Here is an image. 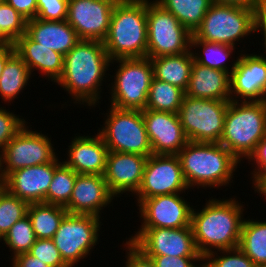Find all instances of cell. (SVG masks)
<instances>
[{"label": "cell", "instance_id": "27", "mask_svg": "<svg viewBox=\"0 0 266 267\" xmlns=\"http://www.w3.org/2000/svg\"><path fill=\"white\" fill-rule=\"evenodd\" d=\"M67 213L64 206L44 202L29 204L27 210L37 239H52Z\"/></svg>", "mask_w": 266, "mask_h": 267}, {"label": "cell", "instance_id": "39", "mask_svg": "<svg viewBox=\"0 0 266 267\" xmlns=\"http://www.w3.org/2000/svg\"><path fill=\"white\" fill-rule=\"evenodd\" d=\"M27 121L0 107V151L25 126Z\"/></svg>", "mask_w": 266, "mask_h": 267}, {"label": "cell", "instance_id": "49", "mask_svg": "<svg viewBox=\"0 0 266 267\" xmlns=\"http://www.w3.org/2000/svg\"><path fill=\"white\" fill-rule=\"evenodd\" d=\"M254 191H257L258 193H260V195L263 194L264 196H266V180Z\"/></svg>", "mask_w": 266, "mask_h": 267}, {"label": "cell", "instance_id": "18", "mask_svg": "<svg viewBox=\"0 0 266 267\" xmlns=\"http://www.w3.org/2000/svg\"><path fill=\"white\" fill-rule=\"evenodd\" d=\"M153 154L177 155L189 142L178 114L142 110Z\"/></svg>", "mask_w": 266, "mask_h": 267}, {"label": "cell", "instance_id": "34", "mask_svg": "<svg viewBox=\"0 0 266 267\" xmlns=\"http://www.w3.org/2000/svg\"><path fill=\"white\" fill-rule=\"evenodd\" d=\"M28 206L0 184V242L9 229L27 215Z\"/></svg>", "mask_w": 266, "mask_h": 267}, {"label": "cell", "instance_id": "28", "mask_svg": "<svg viewBox=\"0 0 266 267\" xmlns=\"http://www.w3.org/2000/svg\"><path fill=\"white\" fill-rule=\"evenodd\" d=\"M165 10L172 13L191 33L201 26L202 20L212 5V0H155Z\"/></svg>", "mask_w": 266, "mask_h": 267}, {"label": "cell", "instance_id": "50", "mask_svg": "<svg viewBox=\"0 0 266 267\" xmlns=\"http://www.w3.org/2000/svg\"><path fill=\"white\" fill-rule=\"evenodd\" d=\"M7 45V43L0 38V51Z\"/></svg>", "mask_w": 266, "mask_h": 267}, {"label": "cell", "instance_id": "11", "mask_svg": "<svg viewBox=\"0 0 266 267\" xmlns=\"http://www.w3.org/2000/svg\"><path fill=\"white\" fill-rule=\"evenodd\" d=\"M100 225V218L96 216L65 215L52 240L69 267L87 257L94 245H97Z\"/></svg>", "mask_w": 266, "mask_h": 267}, {"label": "cell", "instance_id": "33", "mask_svg": "<svg viewBox=\"0 0 266 267\" xmlns=\"http://www.w3.org/2000/svg\"><path fill=\"white\" fill-rule=\"evenodd\" d=\"M77 173L63 161L55 168L45 203L65 206L72 195Z\"/></svg>", "mask_w": 266, "mask_h": 267}, {"label": "cell", "instance_id": "1", "mask_svg": "<svg viewBox=\"0 0 266 267\" xmlns=\"http://www.w3.org/2000/svg\"><path fill=\"white\" fill-rule=\"evenodd\" d=\"M110 63L103 42L80 40L64 56L63 73L56 84L71 94L74 103L93 108L101 98L102 81Z\"/></svg>", "mask_w": 266, "mask_h": 267}, {"label": "cell", "instance_id": "24", "mask_svg": "<svg viewBox=\"0 0 266 267\" xmlns=\"http://www.w3.org/2000/svg\"><path fill=\"white\" fill-rule=\"evenodd\" d=\"M26 33L41 46H45L63 56L80 41L77 32L66 20L30 19L27 20Z\"/></svg>", "mask_w": 266, "mask_h": 267}, {"label": "cell", "instance_id": "16", "mask_svg": "<svg viewBox=\"0 0 266 267\" xmlns=\"http://www.w3.org/2000/svg\"><path fill=\"white\" fill-rule=\"evenodd\" d=\"M141 228H171L191 226L192 206L180 193L157 195L139 203Z\"/></svg>", "mask_w": 266, "mask_h": 267}, {"label": "cell", "instance_id": "40", "mask_svg": "<svg viewBox=\"0 0 266 267\" xmlns=\"http://www.w3.org/2000/svg\"><path fill=\"white\" fill-rule=\"evenodd\" d=\"M69 0H37L36 18L62 21L67 18Z\"/></svg>", "mask_w": 266, "mask_h": 267}, {"label": "cell", "instance_id": "47", "mask_svg": "<svg viewBox=\"0 0 266 267\" xmlns=\"http://www.w3.org/2000/svg\"><path fill=\"white\" fill-rule=\"evenodd\" d=\"M266 0H212L213 3L259 9Z\"/></svg>", "mask_w": 266, "mask_h": 267}, {"label": "cell", "instance_id": "2", "mask_svg": "<svg viewBox=\"0 0 266 267\" xmlns=\"http://www.w3.org/2000/svg\"><path fill=\"white\" fill-rule=\"evenodd\" d=\"M223 200L210 198L202 210L192 209L191 228L203 258L215 249H233L239 245L244 206L235 198Z\"/></svg>", "mask_w": 266, "mask_h": 267}, {"label": "cell", "instance_id": "20", "mask_svg": "<svg viewBox=\"0 0 266 267\" xmlns=\"http://www.w3.org/2000/svg\"><path fill=\"white\" fill-rule=\"evenodd\" d=\"M147 156L112 152L107 155L104 178L111 193L116 196L132 192L135 195L141 186Z\"/></svg>", "mask_w": 266, "mask_h": 267}, {"label": "cell", "instance_id": "17", "mask_svg": "<svg viewBox=\"0 0 266 267\" xmlns=\"http://www.w3.org/2000/svg\"><path fill=\"white\" fill-rule=\"evenodd\" d=\"M230 100L266 101V58L263 55L241 54L237 57L230 74Z\"/></svg>", "mask_w": 266, "mask_h": 267}, {"label": "cell", "instance_id": "44", "mask_svg": "<svg viewBox=\"0 0 266 267\" xmlns=\"http://www.w3.org/2000/svg\"><path fill=\"white\" fill-rule=\"evenodd\" d=\"M27 20L36 18L37 0H5Z\"/></svg>", "mask_w": 266, "mask_h": 267}, {"label": "cell", "instance_id": "29", "mask_svg": "<svg viewBox=\"0 0 266 267\" xmlns=\"http://www.w3.org/2000/svg\"><path fill=\"white\" fill-rule=\"evenodd\" d=\"M31 75L26 63L15 52L7 60L0 76V96L3 101L11 102L18 98L17 95L28 85Z\"/></svg>", "mask_w": 266, "mask_h": 267}, {"label": "cell", "instance_id": "12", "mask_svg": "<svg viewBox=\"0 0 266 267\" xmlns=\"http://www.w3.org/2000/svg\"><path fill=\"white\" fill-rule=\"evenodd\" d=\"M0 155L1 182L17 169L50 163L58 157L51 140L26 125L6 144Z\"/></svg>", "mask_w": 266, "mask_h": 267}, {"label": "cell", "instance_id": "26", "mask_svg": "<svg viewBox=\"0 0 266 267\" xmlns=\"http://www.w3.org/2000/svg\"><path fill=\"white\" fill-rule=\"evenodd\" d=\"M154 78L187 90L194 57L192 50L179 54L150 58Z\"/></svg>", "mask_w": 266, "mask_h": 267}, {"label": "cell", "instance_id": "52", "mask_svg": "<svg viewBox=\"0 0 266 267\" xmlns=\"http://www.w3.org/2000/svg\"><path fill=\"white\" fill-rule=\"evenodd\" d=\"M255 267H266V265H258V266H255Z\"/></svg>", "mask_w": 266, "mask_h": 267}, {"label": "cell", "instance_id": "46", "mask_svg": "<svg viewBox=\"0 0 266 267\" xmlns=\"http://www.w3.org/2000/svg\"><path fill=\"white\" fill-rule=\"evenodd\" d=\"M260 31L264 36V48L266 52V1L261 5L259 10L256 13L255 18V32ZM264 58H266L264 56Z\"/></svg>", "mask_w": 266, "mask_h": 267}, {"label": "cell", "instance_id": "9", "mask_svg": "<svg viewBox=\"0 0 266 267\" xmlns=\"http://www.w3.org/2000/svg\"><path fill=\"white\" fill-rule=\"evenodd\" d=\"M229 101L184 96L178 117L191 142L219 143Z\"/></svg>", "mask_w": 266, "mask_h": 267}, {"label": "cell", "instance_id": "7", "mask_svg": "<svg viewBox=\"0 0 266 267\" xmlns=\"http://www.w3.org/2000/svg\"><path fill=\"white\" fill-rule=\"evenodd\" d=\"M116 61V62H115ZM111 88V105L117 109L144 110L150 84L154 78L153 65L148 57L120 58Z\"/></svg>", "mask_w": 266, "mask_h": 267}, {"label": "cell", "instance_id": "37", "mask_svg": "<svg viewBox=\"0 0 266 267\" xmlns=\"http://www.w3.org/2000/svg\"><path fill=\"white\" fill-rule=\"evenodd\" d=\"M217 252L213 251L203 258L204 267H255L253 261L239 247ZM221 253L223 255L218 256Z\"/></svg>", "mask_w": 266, "mask_h": 267}, {"label": "cell", "instance_id": "25", "mask_svg": "<svg viewBox=\"0 0 266 267\" xmlns=\"http://www.w3.org/2000/svg\"><path fill=\"white\" fill-rule=\"evenodd\" d=\"M185 95L200 99L230 101V74L194 61Z\"/></svg>", "mask_w": 266, "mask_h": 267}, {"label": "cell", "instance_id": "43", "mask_svg": "<svg viewBox=\"0 0 266 267\" xmlns=\"http://www.w3.org/2000/svg\"><path fill=\"white\" fill-rule=\"evenodd\" d=\"M127 260L126 267H156L153 260L146 256L140 249H138L132 242L126 240ZM129 251V252H128Z\"/></svg>", "mask_w": 266, "mask_h": 267}, {"label": "cell", "instance_id": "8", "mask_svg": "<svg viewBox=\"0 0 266 267\" xmlns=\"http://www.w3.org/2000/svg\"><path fill=\"white\" fill-rule=\"evenodd\" d=\"M106 114L105 126L98 133L109 151L147 157L153 154L142 110L117 109L111 106Z\"/></svg>", "mask_w": 266, "mask_h": 267}, {"label": "cell", "instance_id": "14", "mask_svg": "<svg viewBox=\"0 0 266 267\" xmlns=\"http://www.w3.org/2000/svg\"><path fill=\"white\" fill-rule=\"evenodd\" d=\"M128 240L145 255L202 257L195 245L191 226L171 228H139Z\"/></svg>", "mask_w": 266, "mask_h": 267}, {"label": "cell", "instance_id": "13", "mask_svg": "<svg viewBox=\"0 0 266 267\" xmlns=\"http://www.w3.org/2000/svg\"><path fill=\"white\" fill-rule=\"evenodd\" d=\"M188 188L178 155L152 154L147 158L142 183L136 193L137 201L183 193Z\"/></svg>", "mask_w": 266, "mask_h": 267}, {"label": "cell", "instance_id": "48", "mask_svg": "<svg viewBox=\"0 0 266 267\" xmlns=\"http://www.w3.org/2000/svg\"><path fill=\"white\" fill-rule=\"evenodd\" d=\"M15 53V48L13 44H7L1 51H0V76L3 71L4 65L6 64L7 60Z\"/></svg>", "mask_w": 266, "mask_h": 267}, {"label": "cell", "instance_id": "23", "mask_svg": "<svg viewBox=\"0 0 266 267\" xmlns=\"http://www.w3.org/2000/svg\"><path fill=\"white\" fill-rule=\"evenodd\" d=\"M16 54L26 63L31 74L41 71L48 80L57 82L63 73L64 56L34 41L27 33L14 44ZM50 78V79H49Z\"/></svg>", "mask_w": 266, "mask_h": 267}, {"label": "cell", "instance_id": "10", "mask_svg": "<svg viewBox=\"0 0 266 267\" xmlns=\"http://www.w3.org/2000/svg\"><path fill=\"white\" fill-rule=\"evenodd\" d=\"M192 34L156 1L147 0L148 58L179 55L191 49Z\"/></svg>", "mask_w": 266, "mask_h": 267}, {"label": "cell", "instance_id": "15", "mask_svg": "<svg viewBox=\"0 0 266 267\" xmlns=\"http://www.w3.org/2000/svg\"><path fill=\"white\" fill-rule=\"evenodd\" d=\"M117 1L120 0H69L66 21L80 40L103 42Z\"/></svg>", "mask_w": 266, "mask_h": 267}, {"label": "cell", "instance_id": "45", "mask_svg": "<svg viewBox=\"0 0 266 267\" xmlns=\"http://www.w3.org/2000/svg\"><path fill=\"white\" fill-rule=\"evenodd\" d=\"M12 261L16 267H50L29 252L17 255Z\"/></svg>", "mask_w": 266, "mask_h": 267}, {"label": "cell", "instance_id": "36", "mask_svg": "<svg viewBox=\"0 0 266 267\" xmlns=\"http://www.w3.org/2000/svg\"><path fill=\"white\" fill-rule=\"evenodd\" d=\"M26 27L27 19L5 0H0V38L7 44H14L26 33Z\"/></svg>", "mask_w": 266, "mask_h": 267}, {"label": "cell", "instance_id": "3", "mask_svg": "<svg viewBox=\"0 0 266 267\" xmlns=\"http://www.w3.org/2000/svg\"><path fill=\"white\" fill-rule=\"evenodd\" d=\"M177 155L189 189L229 185L241 163L220 143L189 141Z\"/></svg>", "mask_w": 266, "mask_h": 267}, {"label": "cell", "instance_id": "41", "mask_svg": "<svg viewBox=\"0 0 266 267\" xmlns=\"http://www.w3.org/2000/svg\"><path fill=\"white\" fill-rule=\"evenodd\" d=\"M248 161H254L256 165L251 173L253 175L251 176L253 188L256 190L266 180V135L258 142Z\"/></svg>", "mask_w": 266, "mask_h": 267}, {"label": "cell", "instance_id": "30", "mask_svg": "<svg viewBox=\"0 0 266 267\" xmlns=\"http://www.w3.org/2000/svg\"><path fill=\"white\" fill-rule=\"evenodd\" d=\"M238 247L255 266L266 265V221L244 219Z\"/></svg>", "mask_w": 266, "mask_h": 267}, {"label": "cell", "instance_id": "32", "mask_svg": "<svg viewBox=\"0 0 266 267\" xmlns=\"http://www.w3.org/2000/svg\"><path fill=\"white\" fill-rule=\"evenodd\" d=\"M193 47H199L200 50L202 49L199 53H193L194 51H192L194 61L200 65L222 70L231 74L237 63L236 59L235 62L232 63L231 68L225 63L226 59H228L235 50V47L233 46L222 43L206 42L203 40H191V48Z\"/></svg>", "mask_w": 266, "mask_h": 267}, {"label": "cell", "instance_id": "19", "mask_svg": "<svg viewBox=\"0 0 266 267\" xmlns=\"http://www.w3.org/2000/svg\"><path fill=\"white\" fill-rule=\"evenodd\" d=\"M60 163L56 157L50 163L17 169L11 172L1 185L28 204L45 203L55 168Z\"/></svg>", "mask_w": 266, "mask_h": 267}, {"label": "cell", "instance_id": "4", "mask_svg": "<svg viewBox=\"0 0 266 267\" xmlns=\"http://www.w3.org/2000/svg\"><path fill=\"white\" fill-rule=\"evenodd\" d=\"M103 45L111 60L147 54V0L117 1Z\"/></svg>", "mask_w": 266, "mask_h": 267}, {"label": "cell", "instance_id": "38", "mask_svg": "<svg viewBox=\"0 0 266 267\" xmlns=\"http://www.w3.org/2000/svg\"><path fill=\"white\" fill-rule=\"evenodd\" d=\"M29 253L50 267H69L63 261L52 239H36Z\"/></svg>", "mask_w": 266, "mask_h": 267}, {"label": "cell", "instance_id": "6", "mask_svg": "<svg viewBox=\"0 0 266 267\" xmlns=\"http://www.w3.org/2000/svg\"><path fill=\"white\" fill-rule=\"evenodd\" d=\"M259 9L212 3L201 26L191 40L222 43L235 46V42L255 32V18Z\"/></svg>", "mask_w": 266, "mask_h": 267}, {"label": "cell", "instance_id": "5", "mask_svg": "<svg viewBox=\"0 0 266 267\" xmlns=\"http://www.w3.org/2000/svg\"><path fill=\"white\" fill-rule=\"evenodd\" d=\"M265 135L266 101H229L219 143L239 162L249 158Z\"/></svg>", "mask_w": 266, "mask_h": 267}, {"label": "cell", "instance_id": "42", "mask_svg": "<svg viewBox=\"0 0 266 267\" xmlns=\"http://www.w3.org/2000/svg\"><path fill=\"white\" fill-rule=\"evenodd\" d=\"M150 257L156 267H200L194 262H203V257H174L166 255H146ZM195 264V265H194Z\"/></svg>", "mask_w": 266, "mask_h": 267}, {"label": "cell", "instance_id": "35", "mask_svg": "<svg viewBox=\"0 0 266 267\" xmlns=\"http://www.w3.org/2000/svg\"><path fill=\"white\" fill-rule=\"evenodd\" d=\"M36 236L32 227V222L28 216L18 220L1 239L12 251L13 257L30 251L36 241Z\"/></svg>", "mask_w": 266, "mask_h": 267}, {"label": "cell", "instance_id": "53", "mask_svg": "<svg viewBox=\"0 0 266 267\" xmlns=\"http://www.w3.org/2000/svg\"><path fill=\"white\" fill-rule=\"evenodd\" d=\"M199 263H201V264H200V267H204V264H203L202 262H199Z\"/></svg>", "mask_w": 266, "mask_h": 267}, {"label": "cell", "instance_id": "21", "mask_svg": "<svg viewBox=\"0 0 266 267\" xmlns=\"http://www.w3.org/2000/svg\"><path fill=\"white\" fill-rule=\"evenodd\" d=\"M102 175L77 174L69 202L64 206L70 214L101 217V210L114 199Z\"/></svg>", "mask_w": 266, "mask_h": 267}, {"label": "cell", "instance_id": "22", "mask_svg": "<svg viewBox=\"0 0 266 267\" xmlns=\"http://www.w3.org/2000/svg\"><path fill=\"white\" fill-rule=\"evenodd\" d=\"M68 147L69 158L63 161L67 166L77 174L104 176L109 150L99 133L95 137L75 136Z\"/></svg>", "mask_w": 266, "mask_h": 267}, {"label": "cell", "instance_id": "31", "mask_svg": "<svg viewBox=\"0 0 266 267\" xmlns=\"http://www.w3.org/2000/svg\"><path fill=\"white\" fill-rule=\"evenodd\" d=\"M185 91L175 85L153 78L145 109L154 111L171 112L177 114Z\"/></svg>", "mask_w": 266, "mask_h": 267}, {"label": "cell", "instance_id": "51", "mask_svg": "<svg viewBox=\"0 0 266 267\" xmlns=\"http://www.w3.org/2000/svg\"><path fill=\"white\" fill-rule=\"evenodd\" d=\"M0 184H1V155H0Z\"/></svg>", "mask_w": 266, "mask_h": 267}]
</instances>
